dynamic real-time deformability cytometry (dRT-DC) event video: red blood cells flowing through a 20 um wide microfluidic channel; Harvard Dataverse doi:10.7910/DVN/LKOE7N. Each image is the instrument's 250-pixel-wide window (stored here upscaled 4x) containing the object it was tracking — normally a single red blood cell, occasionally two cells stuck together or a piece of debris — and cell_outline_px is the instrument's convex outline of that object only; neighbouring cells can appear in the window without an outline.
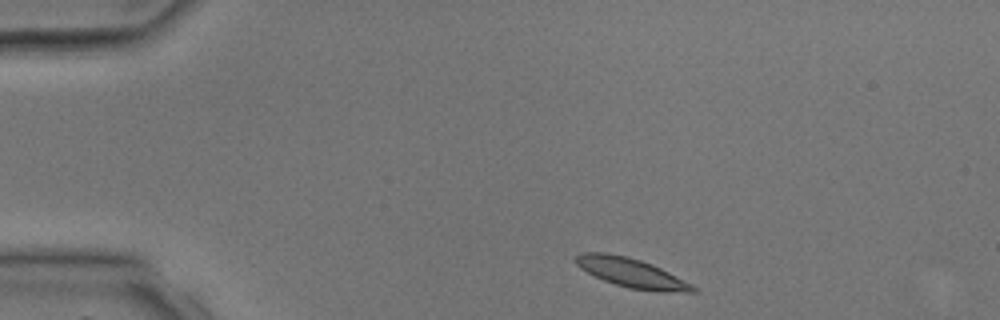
{"species": "common noctule bat (a hibernating species)", "species_latin": "Nyctalus noctula", "temperature_condition": "room temperature", "stored_images_in_passage": 2, "camera_frame_rate_fps": 3000, "um_per_image_px": 0.085, "animal": {"sex": "male", "body_mass_g": 17.9, "forearm_length_mm": 54.2}, "frame": {"image": 1, "passage_image": 1, "time_ms": 0.0, "image_size_px": [1000, 320], "cell_outline_px": [[696, 292], [660, 292], [628, 288], [604, 280], [580, 268], [576, 264], [576, 256], [580, 252], [604, 252], [628, 256], [652, 264], [692, 284], [696, 288]], "centroid_in_image_um": [53.67, 23.19], "position_along_channel_um": 31.3, "area_um2": 19.83}}